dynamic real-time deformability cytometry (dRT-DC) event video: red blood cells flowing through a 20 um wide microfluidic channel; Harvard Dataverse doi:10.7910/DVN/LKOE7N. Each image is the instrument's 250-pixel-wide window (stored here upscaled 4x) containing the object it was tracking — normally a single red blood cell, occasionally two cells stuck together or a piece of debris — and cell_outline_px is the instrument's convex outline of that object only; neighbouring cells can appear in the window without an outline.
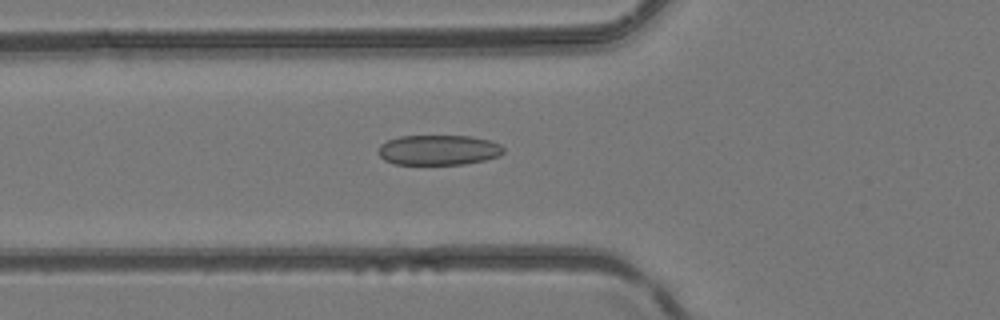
{"species": "common noctule bat (a hibernating species)", "species_latin": "Nyctalus noctula", "temperature_condition": "room temperature", "stored_images_in_passage": 40, "camera_frame_rate_fps": 3000, "um_per_image_px": 0.085, "animal": {"sex": "female", "body_mass_g": 24.6, "forearm_length_mm": 56.2}, "frame": {"image": 1, "passage_image": 15, "time_ms": 4.667, "image_size_px": [1000, 320], "cell_outline_px": [[504, 152], [500, 156], [484, 160], [464, 164], [392, 164], [384, 160], [376, 152], [380, 144], [388, 140], [400, 136], [472, 136], [488, 140], [500, 144], [504, 148]], "centroid_in_image_um": [37.25, 12.75], "position_along_channel_um": 88.5, "area_um2": 22.14}}
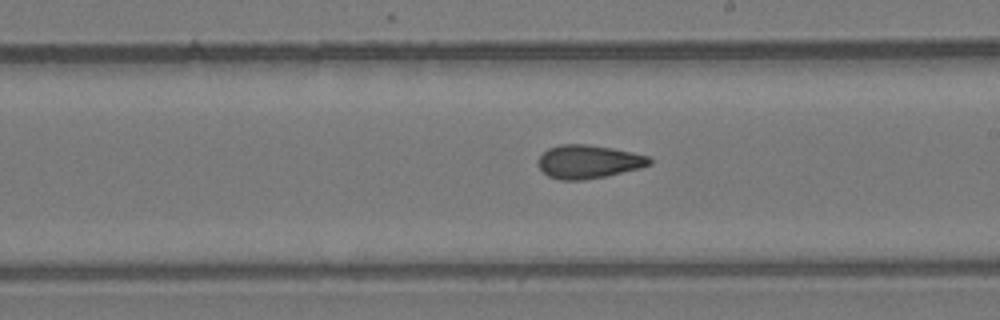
{"frame": {"image": 2, "passage_image": 25, "time_ms": 8.0, "image_size_px": [1000, 320], "cell_outline_px": [[652, 164], [640, 168], [604, 176], [584, 180], [560, 180], [548, 176], [536, 164], [536, 160], [548, 148], [560, 144], [588, 144], [612, 148], [632, 152], [648, 156], [652, 160]], "centroid_in_image_um": [49.99, 13.74], "position_along_channel_um": 239.0, "area_um2": 21.73}}
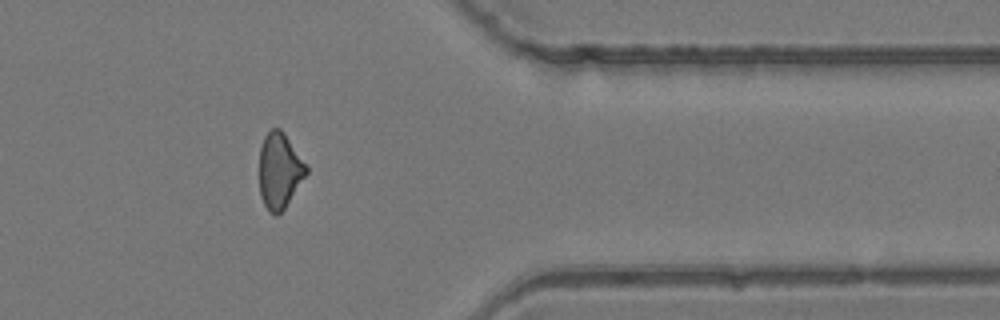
{"frame": {"image": 3, "passage_image": 36, "time_ms": 11.667, "image_size_px": [1000, 320], "cell_outline_px": [[308, 172], [284, 208], [276, 216], [268, 212], [260, 196], [260, 148], [264, 136], [272, 128], [280, 128], [284, 132], [308, 168]], "centroid_in_image_um": [23.74, 14.51], "position_along_channel_um": 387.7, "area_um2": 20.46}}